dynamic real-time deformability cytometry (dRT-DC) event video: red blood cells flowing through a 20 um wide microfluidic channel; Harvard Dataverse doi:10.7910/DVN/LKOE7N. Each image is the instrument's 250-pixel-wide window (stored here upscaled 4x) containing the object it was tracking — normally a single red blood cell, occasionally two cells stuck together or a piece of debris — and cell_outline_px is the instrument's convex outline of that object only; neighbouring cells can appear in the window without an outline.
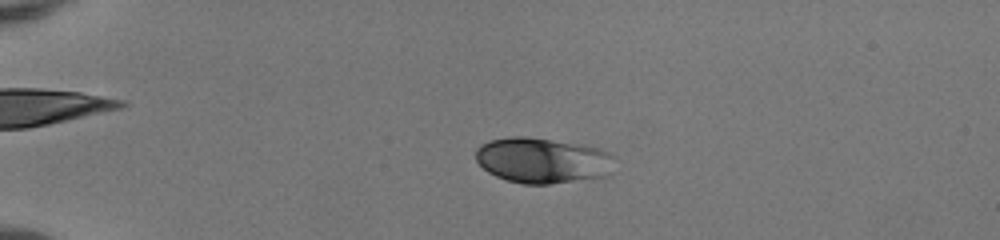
{"species": "human", "species_latin": "Homo sapiens", "temperature_condition": "room temperature", "stored_images_in_passage": 52, "camera_frame_rate_fps": 3000, "um_per_image_px": 0.085, "donor": {"sex": "female"}, "frame": {"image": 1, "passage_image": 14, "time_ms": 4.333, "image_size_px": [1000, 240], "cell_outline_px": [[616, 156], [608, 176], [548, 184], [524, 184], [508, 180], [496, 176], [488, 172], [476, 160], [476, 148], [480, 144], [488, 140], [508, 136], [528, 136], [588, 144], [600, 148]], "centroid_in_image_um": [46.14, 13.6], "position_along_channel_um": 38.9, "area_um2": 37.51}}
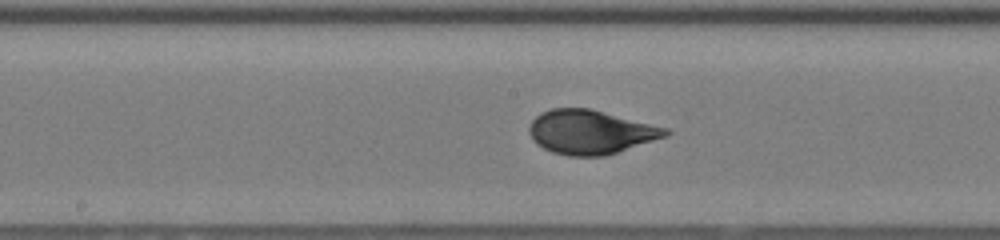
{"frame": {"image": 2, "passage_image": 30, "time_ms": 9.667, "image_size_px": [1000, 240], "cell_outline_px": [[672, 132], [668, 136], [604, 156], [568, 156], [552, 152], [536, 144], [532, 140], [528, 132], [528, 128], [532, 120], [540, 112], [552, 108], [592, 108], [668, 128]], "centroid_in_image_um": [50.19, 11.21], "position_along_channel_um": 198.0, "area_um2": 35.32}}
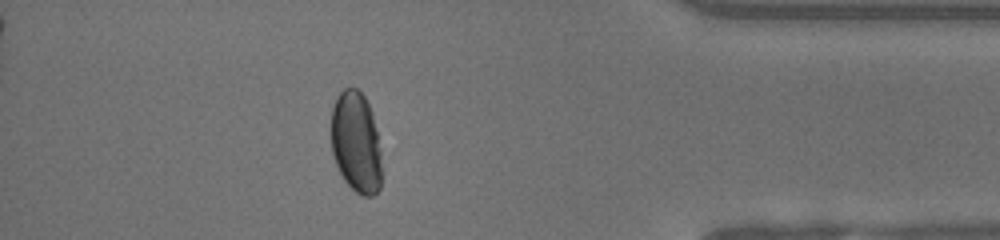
{"frame": {"image": 3, "passage_image": 47, "time_ms": 15.333, "image_size_px": [1000, 240], "cell_outline_px": [[380, 188], [372, 196], [364, 196], [356, 192], [344, 180], [336, 164], [332, 152], [332, 108], [336, 96], [344, 88], [356, 88], [364, 96], [372, 112], [380, 152]], "centroid_in_image_um": [30.25, 12.09], "position_along_channel_um": 405.0, "area_um2": 29.42}, "authors_computed_cell_mechanics": {"area_um2": 35.2002, "velocity_mm_per_s": 4.1108, "shape_relaxation_time_tau1_ms": 3.6865, "shape_relaxation_time_tau2_ms": null, "deformation_change_tau1": 0.1594, "deformation_change_tau2": null}}